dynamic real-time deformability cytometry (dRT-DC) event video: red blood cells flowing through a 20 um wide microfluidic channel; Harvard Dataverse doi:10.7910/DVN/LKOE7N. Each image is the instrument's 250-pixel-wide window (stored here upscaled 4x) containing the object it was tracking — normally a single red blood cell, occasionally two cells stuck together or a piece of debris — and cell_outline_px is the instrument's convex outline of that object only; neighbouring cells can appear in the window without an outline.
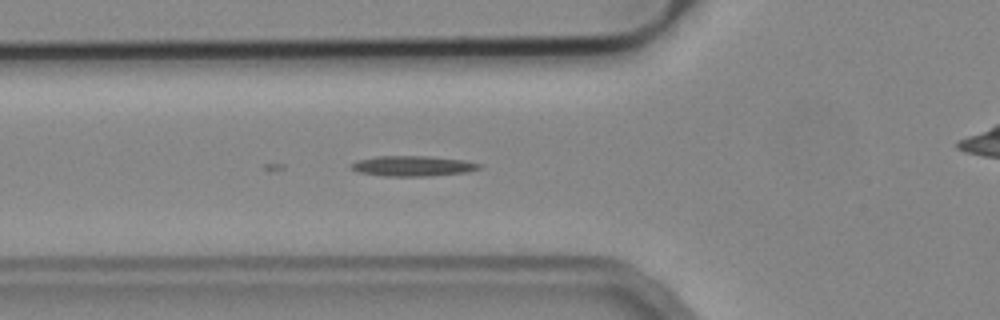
{"species": "common noctule bat (a hibernating species)", "species_latin": "Nyctalus noctula", "temperature_condition": "cold", "stored_images_in_passage": 33, "camera_frame_rate_fps": 3000, "um_per_image_px": 0.085, "animal": {"sex": "male", "body_mass_g": 19.2, "forearm_length_mm": 51.8}, "frame": {"image": 1, "passage_image": 3, "time_ms": 0.667, "image_size_px": [1000, 320], "cell_outline_px": [[480, 168], [468, 172], [428, 176], [384, 176], [356, 172], [352, 168], [352, 164], [356, 160], [376, 156], [428, 156], [464, 160], [480, 164]], "centroid_in_image_um": [35.06, 14.11], "position_along_channel_um": 90.7, "area_um2": 15.14}}
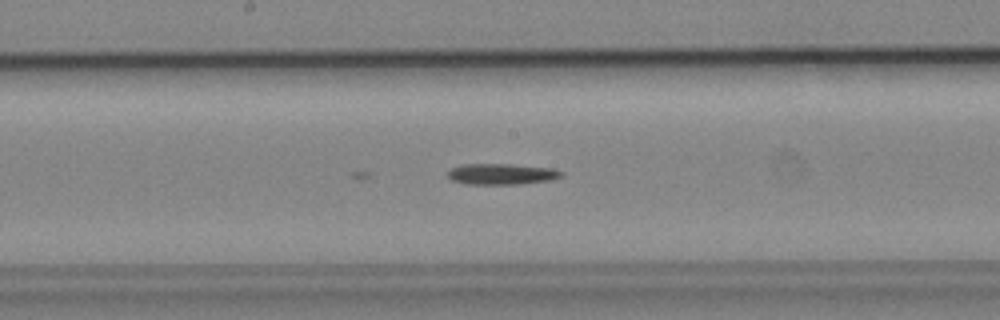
{"frame": {"image": 2, "passage_image": 12, "time_ms": 3.667, "image_size_px": [1000, 320], "cell_outline_px": [[564, 176], [552, 180], [520, 184], [468, 184], [452, 180], [448, 176], [448, 172], [452, 168], [460, 164], [512, 164], [552, 168], [564, 172]], "centroid_in_image_um": [42.69, 14.79], "position_along_channel_um": 205.5, "area_um2": 13.99}}